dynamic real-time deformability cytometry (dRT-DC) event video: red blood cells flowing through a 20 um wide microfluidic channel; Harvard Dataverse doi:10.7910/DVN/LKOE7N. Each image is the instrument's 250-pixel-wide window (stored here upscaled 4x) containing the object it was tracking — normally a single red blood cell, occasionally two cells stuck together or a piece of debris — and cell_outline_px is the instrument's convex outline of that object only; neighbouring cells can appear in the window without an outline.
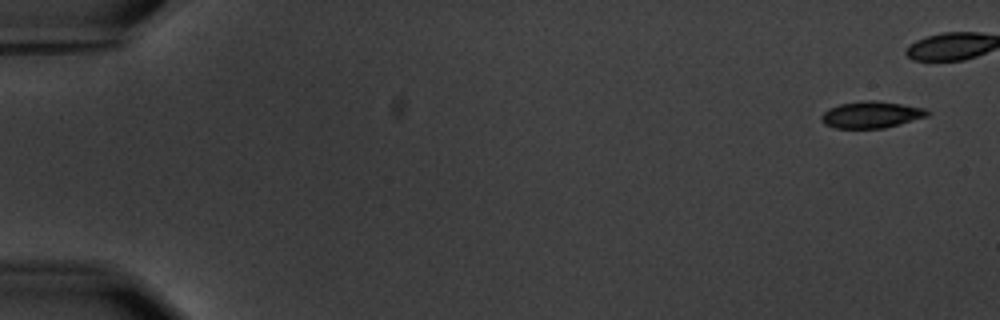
{"species": "common noctule bat (a hibernating species)", "species_latin": "Nyctalus noctula", "temperature_condition": "warm", "stored_images_in_passage": 11, "camera_frame_rate_fps": 3000, "um_per_image_px": 0.085, "animal": {"sex": "male", "body_mass_g": 20.1, "forearm_length_mm": 53.5}, "frame": {"image": 1, "passage_image": 1, "time_ms": 0.0, "image_size_px": [1000, 320], "cell_outline_px": [[932, 112], [928, 116], [900, 124], [884, 128], [836, 128], [824, 124], [820, 120], [820, 116], [828, 108], [840, 104], [860, 100], [876, 100], [924, 108]], "centroid_in_image_um": [74.04, 9.74], "position_along_channel_um": 11.0, "area_um2": 16.59}}
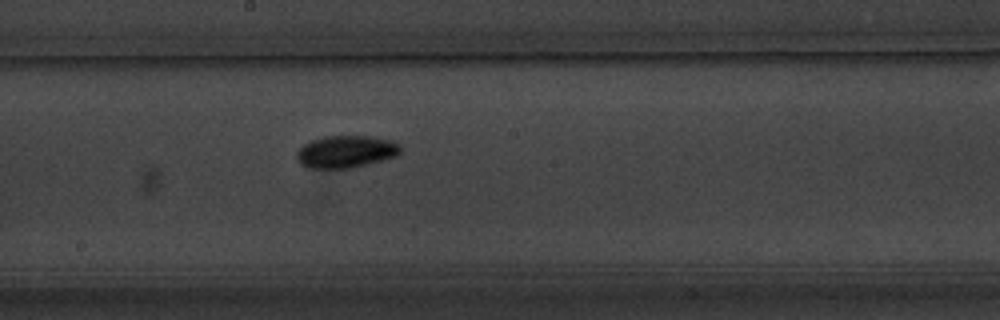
{"frame": {"image": 2, "passage_image": 10, "time_ms": 11.333, "image_size_px": [1000, 320], "cell_outline_px": [[400, 152], [396, 156], [368, 164], [352, 168], [308, 168], [300, 164], [296, 156], [296, 152], [304, 144], [312, 140], [324, 136], [372, 136], [392, 140], [400, 144]], "centroid_in_image_um": [29.41, 12.89], "position_along_channel_um": 218.8, "area_um2": 19.59}}